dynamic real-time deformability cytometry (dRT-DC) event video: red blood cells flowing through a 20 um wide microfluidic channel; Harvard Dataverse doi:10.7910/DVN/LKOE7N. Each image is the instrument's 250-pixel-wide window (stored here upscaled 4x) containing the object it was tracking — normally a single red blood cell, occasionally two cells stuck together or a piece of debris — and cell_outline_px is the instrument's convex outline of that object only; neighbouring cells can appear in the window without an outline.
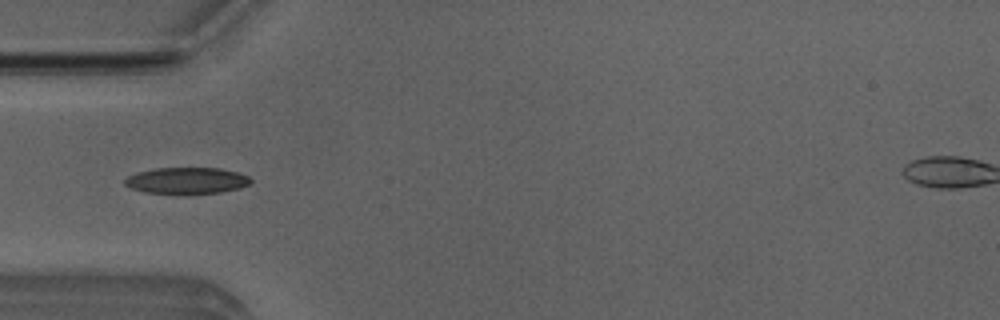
{"species": "Egyptian fruit bat (a non-hibernating species)", "species_latin": "Rousettus aegyptiacus", "temperature_condition": "room temperature", "stored_images_in_passage": 7, "camera_frame_rate_fps": 3000, "um_per_image_px": 0.085, "animal": {"sex": "male"}, "frame": {"image": 1, "passage_image": 4, "time_ms": 1.0, "image_size_px": [1000, 320], "cell_outline_px": [[252, 184], [240, 188], [220, 192], [184, 196], [144, 192], [132, 188], [124, 184], [124, 180], [128, 176], [136, 172], [152, 168], [220, 168], [236, 172], [248, 176], [252, 180]], "centroid_in_image_um": [15.86, 15.38], "position_along_channel_um": 69.1, "area_um2": 20.06}}
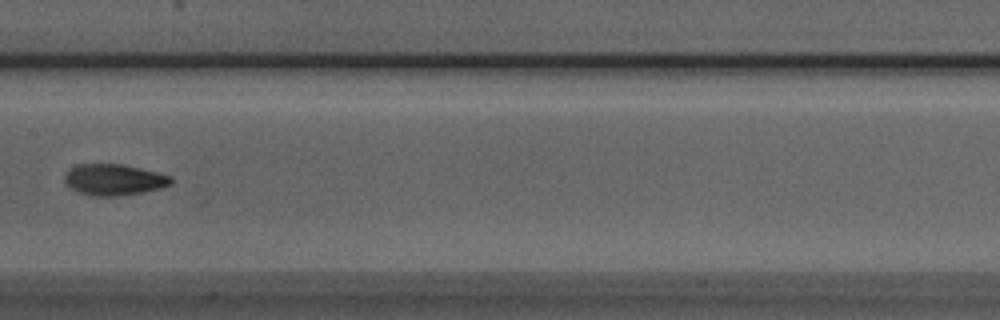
{"frame": {"image": 2, "passage_image": 7, "time_ms": 2.0, "image_size_px": [1000, 320], "cell_outline_px": [[172, 184], [160, 188], [144, 192], [120, 196], [92, 196], [76, 192], [64, 184], [64, 176], [72, 168], [80, 164], [124, 164], [172, 176]], "centroid_in_image_um": [9.68, 15.29], "position_along_channel_um": 197.7, "area_um2": 19.48}}